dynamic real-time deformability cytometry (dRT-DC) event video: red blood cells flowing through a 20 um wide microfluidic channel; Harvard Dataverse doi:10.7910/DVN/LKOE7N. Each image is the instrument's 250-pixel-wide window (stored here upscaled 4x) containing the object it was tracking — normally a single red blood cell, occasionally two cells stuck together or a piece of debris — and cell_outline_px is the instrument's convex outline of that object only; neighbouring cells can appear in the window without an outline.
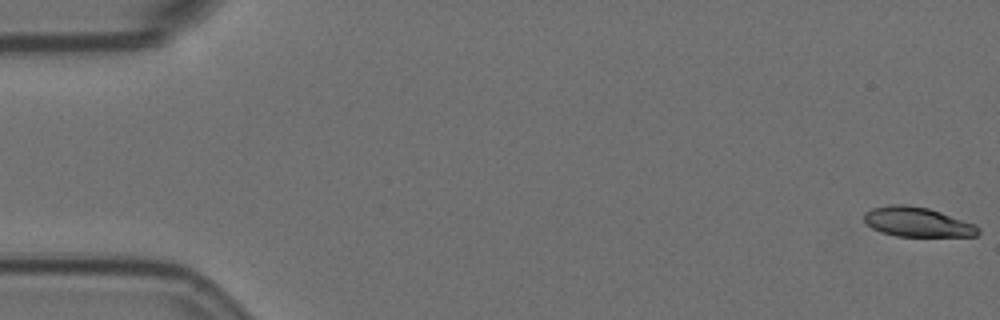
{"species": "Egyptian fruit bat (a non-hibernating species)", "species_latin": "Rousettus aegyptiacus", "temperature_condition": "room temperature", "stored_images_in_passage": 57, "camera_frame_rate_fps": 3000, "um_per_image_px": 0.085, "animal": {"sex": "female"}, "frame": {"image": 1, "passage_image": 1, "time_ms": 0.0, "image_size_px": [1000, 320], "cell_outline_px": [[980, 232], [976, 236], [896, 236], [880, 232], [872, 228], [864, 220], [864, 212], [872, 208], [892, 204], [904, 204], [928, 208], [976, 224], [980, 228]], "centroid_in_image_um": [77.98, 18.87], "position_along_channel_um": 7.0, "area_um2": 19.71}}
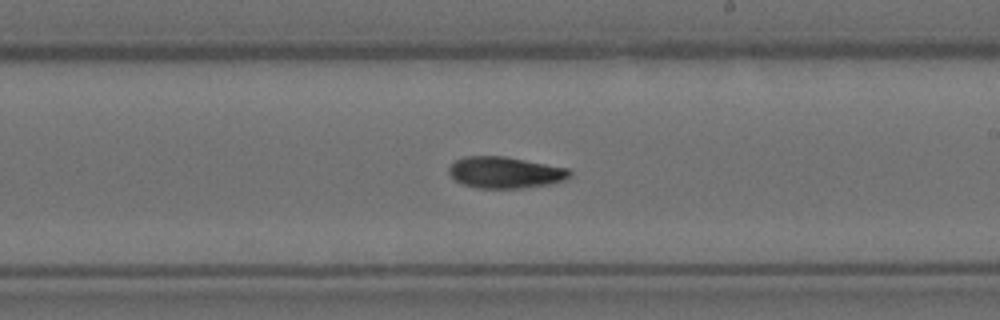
{"frame": {"image": 2, "passage_image": 33, "time_ms": 10.667, "image_size_px": [1000, 320], "cell_outline_px": [[572, 176], [564, 180], [548, 184], [524, 188], [476, 188], [464, 184], [456, 180], [448, 172], [448, 168], [456, 160], [464, 156], [504, 156], [568, 168], [572, 172]], "centroid_in_image_um": [42.95, 14.66], "position_along_channel_um": 246.1, "area_um2": 22.08}}
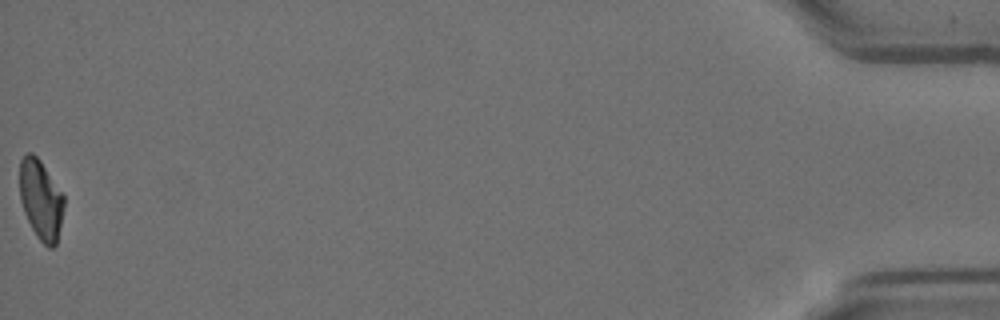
{"frame": {"image": 3, "passage_image": 57, "time_ms": 18.667, "image_size_px": [1000, 320], "cell_outline_px": [[64, 208], [56, 244], [52, 248], [48, 248], [36, 236], [24, 212], [20, 200], [20, 160], [28, 152], [32, 152], [40, 160], [64, 196]], "centroid_in_image_um": [3.47, 16.98], "position_along_channel_um": 431.7, "area_um2": 20.4}}